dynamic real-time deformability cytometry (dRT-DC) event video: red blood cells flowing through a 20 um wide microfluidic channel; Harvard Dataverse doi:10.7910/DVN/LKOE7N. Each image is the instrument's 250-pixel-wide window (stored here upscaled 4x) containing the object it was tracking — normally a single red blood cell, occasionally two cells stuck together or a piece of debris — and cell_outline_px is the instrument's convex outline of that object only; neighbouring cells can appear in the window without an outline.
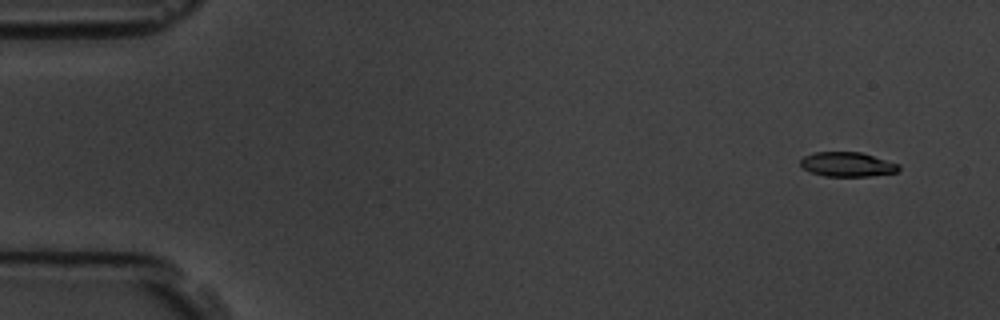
{"species": "common noctule bat (a hibernating species)", "species_latin": "Nyctalus noctula", "temperature_condition": "room temperature", "stored_images_in_passage": 7, "camera_frame_rate_fps": 3000, "um_per_image_px": 0.085, "animal": {"sex": "male", "body_mass_g": 19.5, "forearm_length_mm": 54.6}, "frame": {"image": 1, "passage_image": 1, "time_ms": 0.0, "image_size_px": [1000, 320], "cell_outline_px": [[900, 168], [896, 172], [868, 176], [824, 176], [812, 172], [804, 168], [800, 164], [800, 160], [804, 156], [812, 152], [860, 152], [900, 164]], "centroid_in_image_um": [72.01, 13.96], "position_along_channel_um": 13.0, "area_um2": 13.93}}
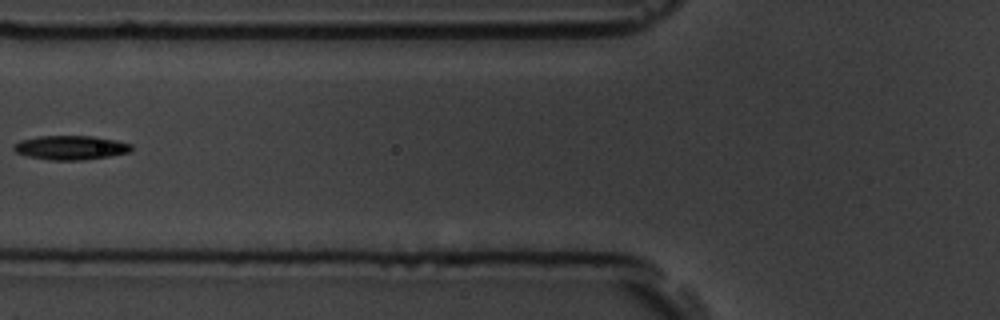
{"frame": {"image": 2, "passage_image": 6, "time_ms": 6.0, "image_size_px": [1000, 320], "cell_outline_px": [[132, 148], [128, 152], [108, 156], [84, 160], [52, 160], [28, 156], [16, 152], [12, 148], [12, 144], [20, 140], [40, 136], [92, 136], [116, 140], [132, 144]], "centroid_in_image_um": [5.97, 12.54], "position_along_channel_um": 119.8, "area_um2": 16.47}}
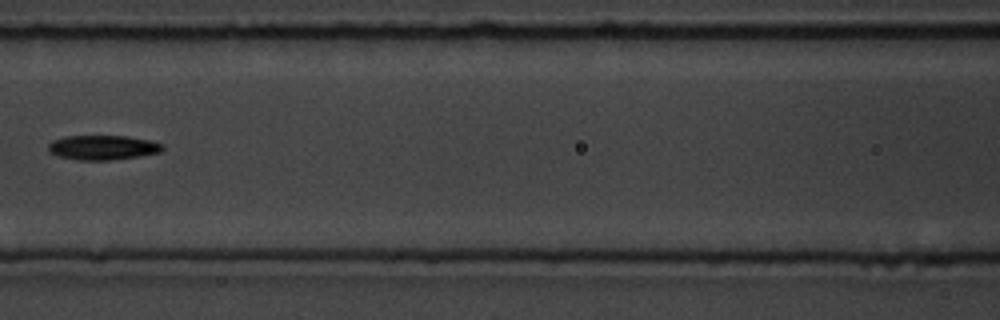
{"frame": {"image": 3, "passage_image": 7, "time_ms": 7.0, "image_size_px": [1000, 320], "cell_outline_px": [[164, 148], [160, 152], [140, 156], [112, 160], [76, 160], [60, 156], [52, 152], [48, 148], [48, 144], [52, 140], [64, 136], [128, 136], [148, 140], [164, 144]], "centroid_in_image_um": [8.75, 12.53], "position_along_channel_um": 157.8, "area_um2": 16.36}}